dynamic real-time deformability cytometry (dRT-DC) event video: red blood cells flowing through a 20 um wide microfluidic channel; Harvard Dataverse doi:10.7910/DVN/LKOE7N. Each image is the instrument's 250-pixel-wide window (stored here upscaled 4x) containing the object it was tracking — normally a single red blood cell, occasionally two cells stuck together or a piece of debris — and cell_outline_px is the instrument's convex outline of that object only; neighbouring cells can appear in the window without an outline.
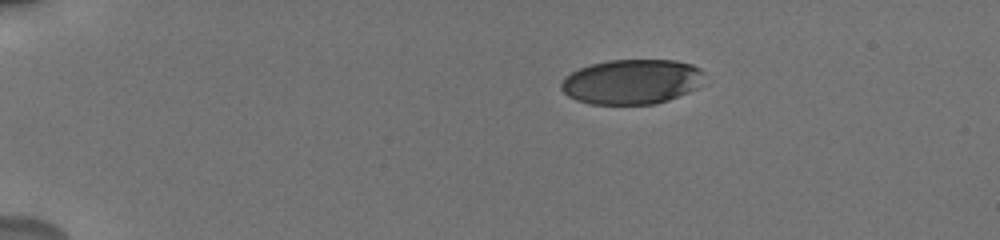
{"species": "human", "species_latin": "Homo sapiens", "temperature_condition": "cold", "stored_images_in_passage": 20, "camera_frame_rate_fps": 3000, "um_per_image_px": 0.085, "donor": {"sex": "male"}, "frame": {"image": 1, "passage_image": 1, "time_ms": 0.0, "image_size_px": [1000, 240], "cell_outline_px": [[704, 72], [696, 88], [688, 92], [668, 100], [656, 104], [592, 104], [576, 100], [568, 96], [560, 88], [560, 84], [564, 76], [580, 68], [592, 64], [608, 60], [676, 60], [692, 64], [700, 68]], "centroid_in_image_um": [53.67, 6.94], "position_along_channel_um": 31.3, "area_um2": 37.4}}
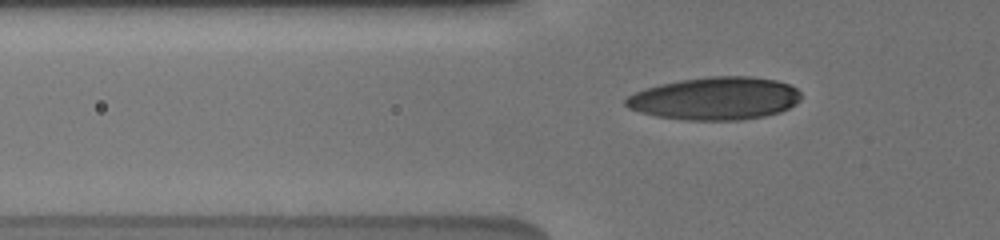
{"frame": {"image": 2, "passage_image": 13, "time_ms": 3.0, "image_size_px": [1000, 240], "cell_outline_px": [[800, 100], [796, 104], [780, 112], [764, 116], [740, 120], [688, 120], [656, 116], [640, 112], [628, 108], [624, 104], [624, 100], [628, 96], [644, 88], [660, 84], [680, 80], [708, 76], [752, 76], [776, 80], [788, 84], [796, 88], [800, 92]], "centroid_in_image_um": [60.78, 8.36], "position_along_channel_um": 65.0, "area_um2": 43.81}}
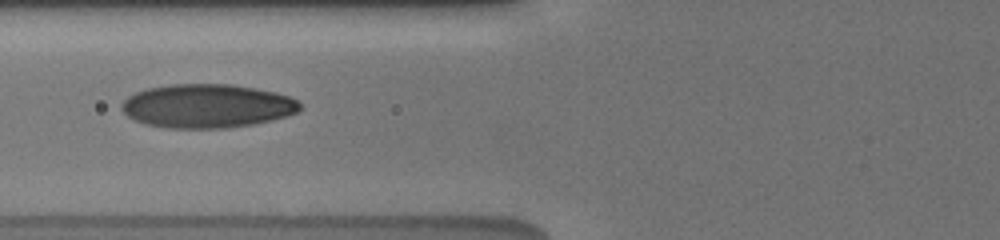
{"frame": {"image": 3, "passage_image": 19, "time_ms": 4.333, "image_size_px": [1000, 240], "cell_outline_px": [[300, 108], [296, 112], [288, 116], [256, 124], [228, 128], [168, 128], [148, 124], [136, 120], [128, 116], [120, 108], [120, 104], [128, 96], [136, 92], [148, 88], [172, 84], [232, 84], [276, 92], [288, 96], [296, 100], [300, 104]], "centroid_in_image_um": [17.61, 9.01], "position_along_channel_um": 108.2, "area_um2": 45.49}}